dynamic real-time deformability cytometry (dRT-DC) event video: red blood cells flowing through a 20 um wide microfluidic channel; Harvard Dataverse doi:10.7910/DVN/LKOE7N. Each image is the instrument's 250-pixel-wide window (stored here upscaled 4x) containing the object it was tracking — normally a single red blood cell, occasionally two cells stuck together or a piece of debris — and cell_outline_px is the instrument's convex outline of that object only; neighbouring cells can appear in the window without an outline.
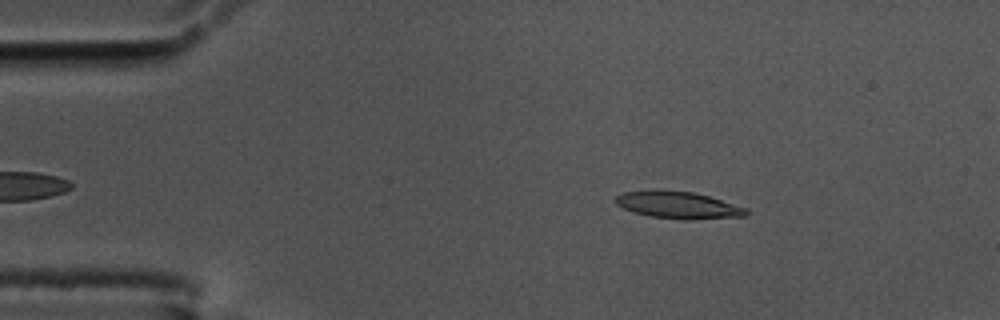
{"species": "common noctule bat (a hibernating species)", "species_latin": "Nyctalus noctula", "temperature_condition": "cold", "stored_images_in_passage": 56, "camera_frame_rate_fps": 3000, "um_per_image_px": 0.085, "animal": {"sex": "male", "body_mass_g": 17.5, "forearm_length_mm": 52.3}, "frame": {"image": 1, "passage_image": 9, "time_ms": 2.667, "image_size_px": [1000, 320], "cell_outline_px": [[748, 212], [744, 216], [684, 220], [652, 216], [632, 212], [616, 204], [612, 200], [616, 196], [624, 192], [656, 188], [692, 192], [708, 196], [748, 208]], "centroid_in_image_um": [57.58, 17.4], "position_along_channel_um": 27.4, "area_um2": 20.81}}
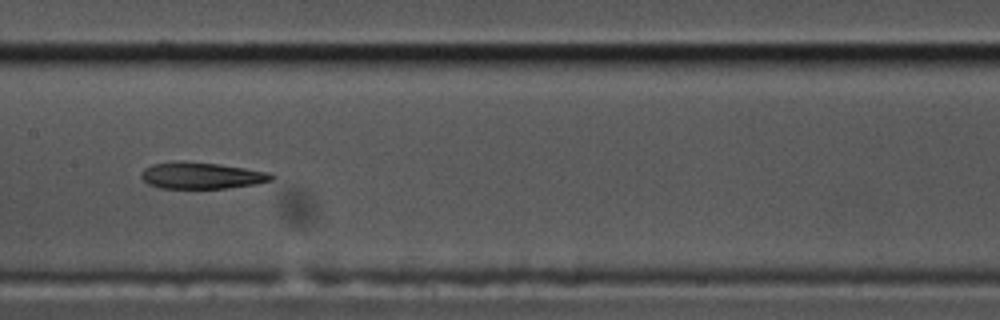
{"frame": {"image": 2, "passage_image": 28, "time_ms": 9.0, "image_size_px": [1000, 320], "cell_outline_px": [[276, 176], [272, 180], [256, 184], [228, 188], [160, 188], [148, 184], [140, 176], [144, 168], [152, 164], [180, 160], [220, 164], [268, 172]], "centroid_in_image_um": [17.12, 14.91], "position_along_channel_um": 190.3, "area_um2": 20.23}}
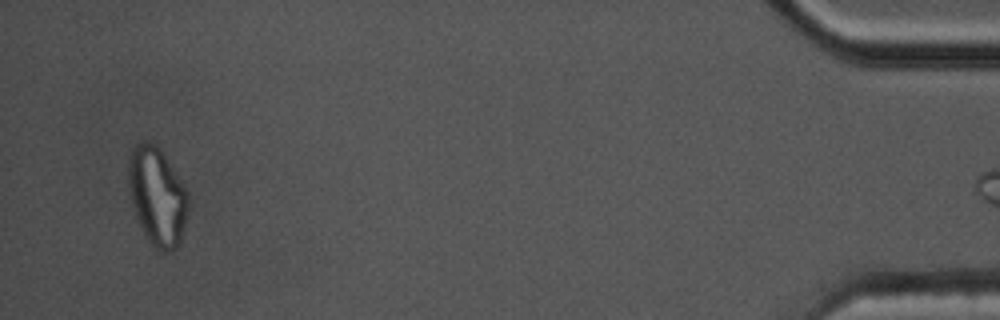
{"frame": {"image": 3, "passage_image": 55, "time_ms": 18.0, "image_size_px": [1000, 320], "cell_outline_px": [[188, 208], [180, 240], [176, 248], [168, 252], [160, 252], [152, 248], [144, 236], [136, 216], [128, 192], [128, 160], [136, 144], [144, 140], [152, 140], [160, 148], [184, 184], [188, 192]], "centroid_in_image_um": [13.34, 16.69], "position_along_channel_um": 421.9, "area_um2": 34.68}}